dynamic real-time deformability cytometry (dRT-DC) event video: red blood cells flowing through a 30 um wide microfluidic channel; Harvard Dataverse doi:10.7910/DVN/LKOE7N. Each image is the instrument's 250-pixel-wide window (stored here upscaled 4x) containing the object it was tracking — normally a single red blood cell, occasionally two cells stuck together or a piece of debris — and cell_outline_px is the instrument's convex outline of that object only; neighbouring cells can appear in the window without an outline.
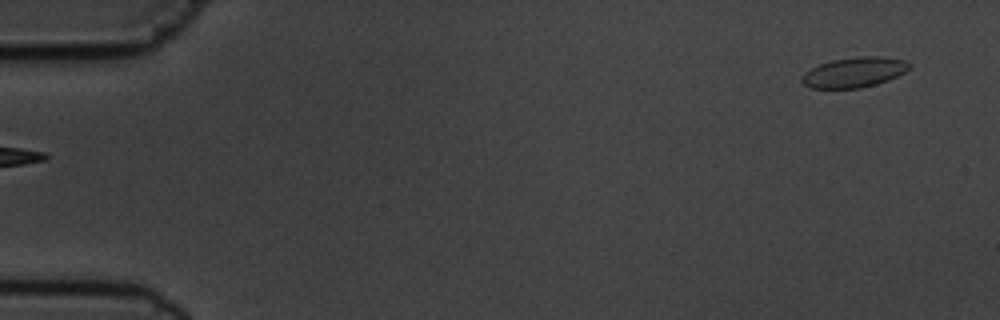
{"species": "common noctule bat (a hibernating species)", "species_latin": "Nyctalus noctula", "temperature_condition": "cold", "stored_images_in_passage": 54, "camera_frame_rate_fps": 3000, "um_per_image_px": 0.085, "animal": {"sex": "male", "body_mass_g": 19.5, "forearm_length_mm": 54.6}, "frame": {"image": 1, "passage_image": 1, "time_ms": 0.0, "image_size_px": [1000, 320], "cell_outline_px": [[912, 64], [904, 72], [888, 80], [876, 84], [860, 88], [812, 88], [804, 84], [800, 80], [804, 72], [820, 64], [832, 60], [860, 56], [880, 56], [904, 60]], "centroid_in_image_um": [72.6, 6.14], "position_along_channel_um": 12.4, "area_um2": 18.73}}
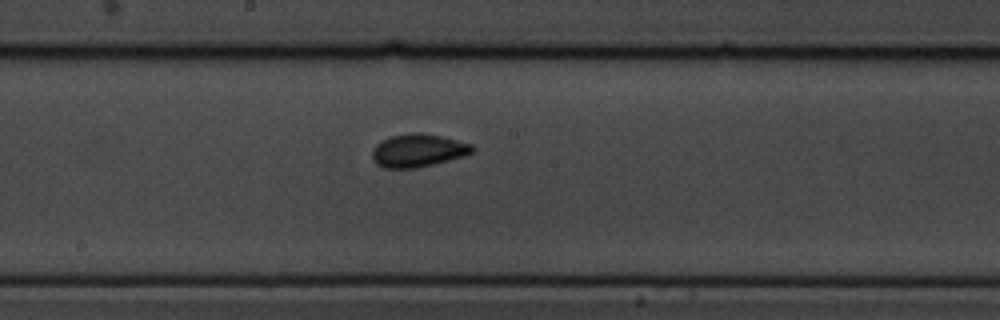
{"frame": {"image": 2, "passage_image": 28, "time_ms": 9.0, "image_size_px": [1000, 320], "cell_outline_px": [[476, 148], [472, 152], [464, 156], [416, 168], [384, 168], [376, 164], [372, 156], [372, 152], [376, 144], [392, 136], [408, 132], [420, 132], [440, 136], [472, 144]], "centroid_in_image_um": [35.53, 12.78], "position_along_channel_um": 212.7, "area_um2": 19.13}}
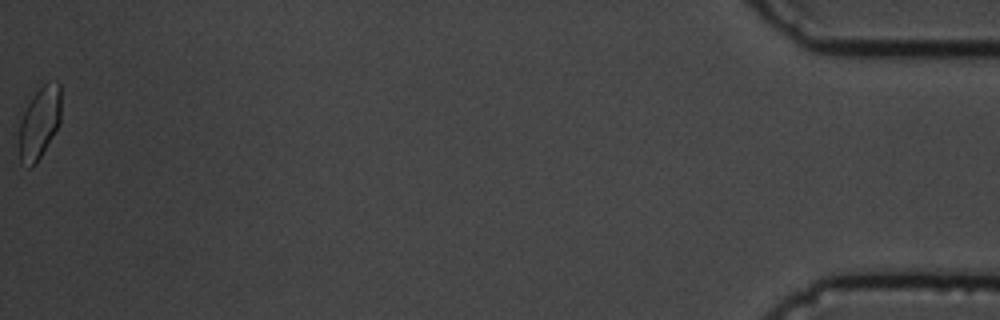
{"frame": {"image": 3, "passage_image": 54, "time_ms": 17.667, "image_size_px": [1000, 320], "cell_outline_px": [[60, 120], [52, 136], [36, 164], [28, 168], [20, 160], [20, 120], [28, 104], [36, 92], [44, 84], [60, 84]], "centroid_in_image_um": [3.34, 10.47], "position_along_channel_um": 431.9, "area_um2": 16.88}, "authors_computed_cell_mechanics": {"area_um2": 18.1492, "velocity_mm_per_s": 3.6142, "shape_relaxation_time_tau1_ms": 3.1774, "shape_relaxation_time_tau2_ms": 1.1059, "deformation_change_tau1": 0.0885, "deformation_change_tau2": 0.0424}}